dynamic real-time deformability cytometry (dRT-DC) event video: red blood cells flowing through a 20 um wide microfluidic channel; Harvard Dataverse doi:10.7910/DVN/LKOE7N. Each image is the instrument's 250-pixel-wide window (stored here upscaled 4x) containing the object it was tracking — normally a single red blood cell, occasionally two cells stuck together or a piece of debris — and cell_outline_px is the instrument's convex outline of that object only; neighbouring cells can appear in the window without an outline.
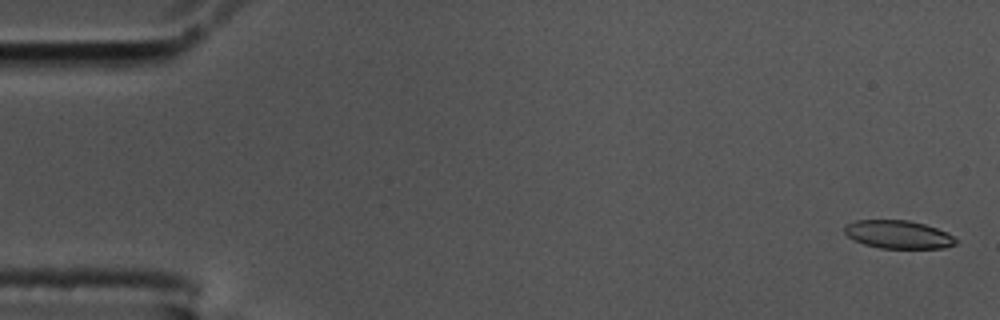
{"species": "common noctule bat (a hibernating species)", "species_latin": "Nyctalus noctula", "temperature_condition": "cold", "stored_images_in_passage": 14, "camera_frame_rate_fps": 3000, "um_per_image_px": 0.085, "animal": {"sex": "male", "body_mass_g": 17.5, "forearm_length_mm": 52.3}, "frame": {"image": 1, "passage_image": 2, "time_ms": 0.333, "image_size_px": [1000, 320], "cell_outline_px": [[956, 244], [944, 248], [880, 248], [864, 244], [848, 236], [844, 232], [844, 224], [856, 220], [908, 220], [924, 224], [948, 232], [956, 240]], "centroid_in_image_um": [76.34, 19.92], "position_along_channel_um": 8.7, "area_um2": 18.21}}